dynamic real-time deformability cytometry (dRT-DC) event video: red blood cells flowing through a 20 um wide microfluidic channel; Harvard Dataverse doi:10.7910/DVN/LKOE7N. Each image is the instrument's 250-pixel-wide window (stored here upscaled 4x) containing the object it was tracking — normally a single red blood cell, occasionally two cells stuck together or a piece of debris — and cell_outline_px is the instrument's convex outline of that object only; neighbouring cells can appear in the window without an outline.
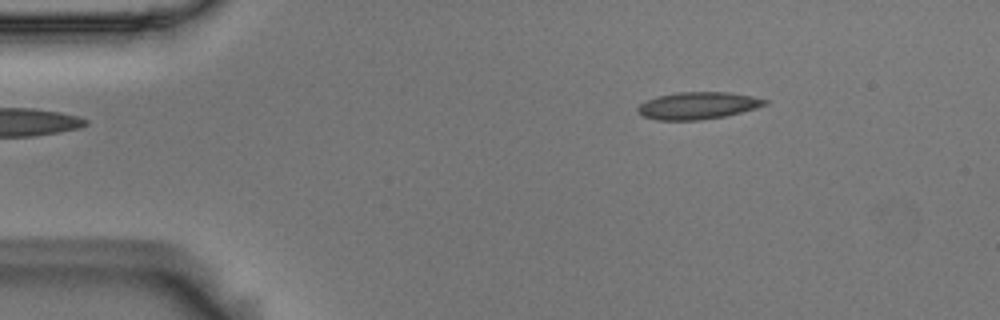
{"species": "Egyptian fruit bat (a non-hibernating species)", "species_latin": "Rousettus aegyptiacus", "temperature_condition": "room temperature", "stored_images_in_passage": 46, "camera_frame_rate_fps": 3000, "um_per_image_px": 0.085, "animal": {"sex": "male"}, "frame": {"image": 1, "passage_image": 1, "time_ms": 0.0, "image_size_px": [1000, 320], "cell_outline_px": [[768, 104], [756, 108], [724, 116], [700, 120], [656, 120], [644, 116], [636, 112], [636, 108], [640, 104], [656, 96], [676, 92], [728, 92], [752, 96], [768, 100]], "centroid_in_image_um": [59.29, 8.97], "position_along_channel_um": 25.7, "area_um2": 20.11}}
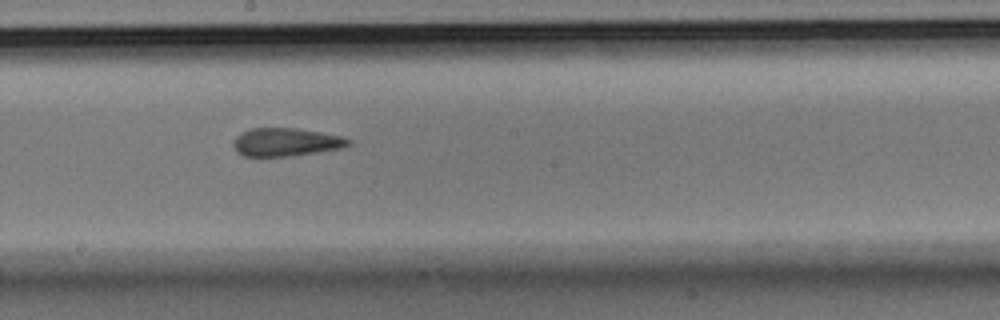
{"frame": {"image": 2, "passage_image": 22, "time_ms": 7.0, "image_size_px": [1000, 320], "cell_outline_px": [[352, 144], [344, 148], [292, 156], [244, 156], [236, 152], [232, 144], [236, 136], [240, 132], [252, 128], [296, 128], [340, 136], [352, 140]], "centroid_in_image_um": [24.3, 12.08], "position_along_channel_um": 223.9, "area_um2": 19.02}}
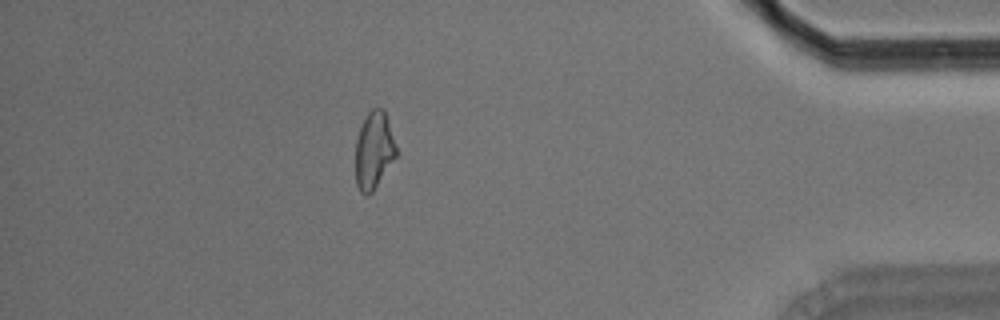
{"frame": {"image": 3, "passage_image": 40, "time_ms": 13.0, "image_size_px": [1000, 320], "cell_outline_px": [[400, 152], [372, 192], [368, 196], [364, 196], [360, 192], [356, 184], [356, 140], [360, 128], [368, 112], [372, 108], [384, 108]], "centroid_in_image_um": [31.82, 12.78], "position_along_channel_um": 403.4, "area_um2": 18.73}, "authors_computed_cell_mechanics": {"area_um2": 19.2763, "velocity_mm_per_s": 3.718, "shape_relaxation_time_tau1_ms": 9.6772, "shape_relaxation_time_tau2_ms": 2.0241, "deformation_change_tau1": 0.1997, "deformation_change_tau2": 0.1031}}